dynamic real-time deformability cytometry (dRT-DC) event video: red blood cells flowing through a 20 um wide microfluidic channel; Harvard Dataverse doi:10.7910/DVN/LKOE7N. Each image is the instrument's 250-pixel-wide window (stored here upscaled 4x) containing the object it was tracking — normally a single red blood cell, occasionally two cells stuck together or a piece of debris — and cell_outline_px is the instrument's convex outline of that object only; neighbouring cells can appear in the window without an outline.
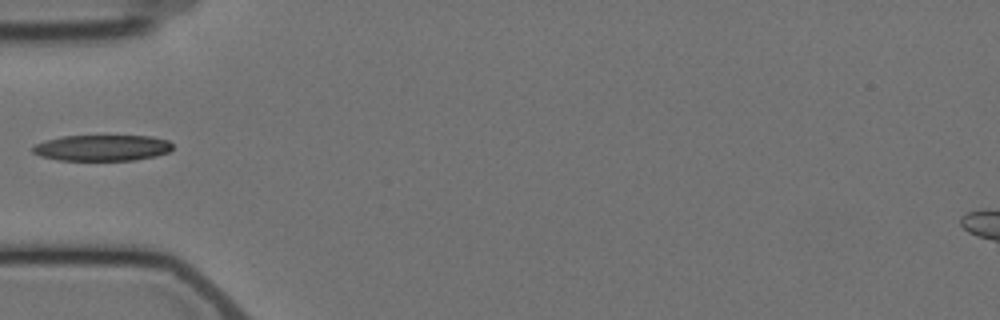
{"species": "Egyptian fruit bat (a non-hibernating species)", "species_latin": "Rousettus aegyptiacus", "temperature_condition": "cold", "stored_images_in_passage": 11, "camera_frame_rate_fps": 3000, "um_per_image_px": 0.085, "animal": {"sex": "female"}, "frame": {"image": 1, "passage_image": 5, "time_ms": 5.667, "image_size_px": [1000, 320], "cell_outline_px": [[172, 148], [168, 152], [156, 156], [136, 160], [60, 160], [40, 156], [32, 152], [32, 148], [36, 144], [44, 140], [60, 136], [152, 136], [168, 140], [172, 144]], "centroid_in_image_um": [8.68, 12.56], "position_along_channel_um": 76.3, "area_um2": 21.27}}
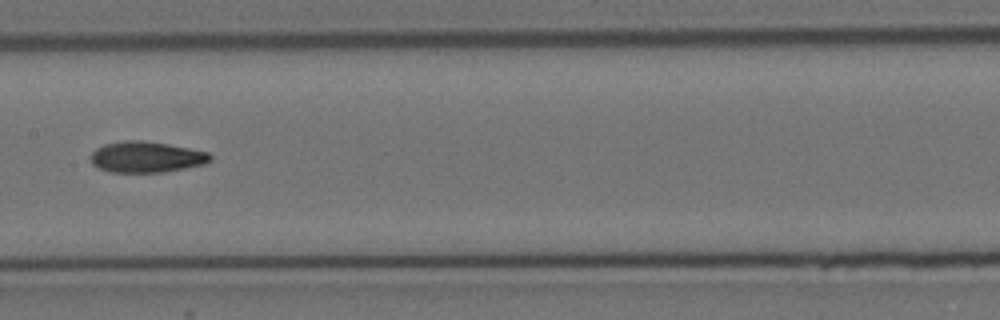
{"frame": {"image": 2, "passage_image": 8, "time_ms": 9.0, "image_size_px": [1000, 320], "cell_outline_px": [[212, 160], [204, 164], [184, 168], [160, 172], [108, 172], [92, 164], [92, 152], [96, 148], [104, 144], [124, 140], [140, 140], [168, 144], [208, 152], [212, 156]], "centroid_in_image_um": [12.43, 13.34], "position_along_channel_um": 195.0, "area_um2": 21.44}}
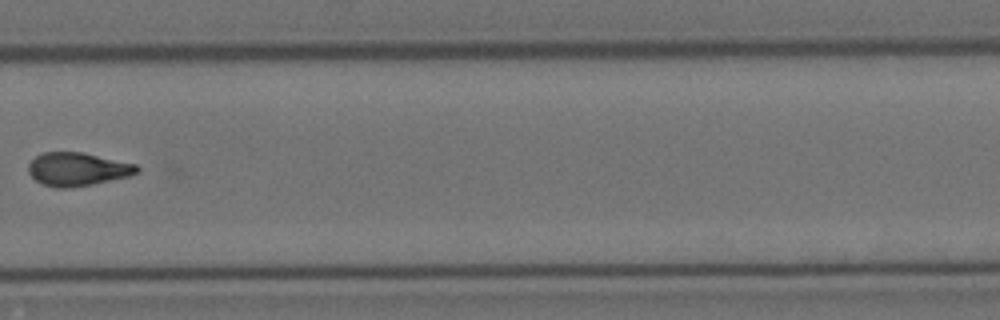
{"frame": {"image": 3, "passage_image": 11, "time_ms": 12.667, "image_size_px": [1000, 320], "cell_outline_px": [[140, 172], [128, 176], [92, 184], [68, 188], [56, 188], [40, 184], [28, 172], [28, 164], [36, 156], [44, 152], [80, 152], [136, 164], [140, 168]], "centroid_in_image_um": [6.57, 14.39], "position_along_channel_um": 323.2, "area_um2": 20.98}}